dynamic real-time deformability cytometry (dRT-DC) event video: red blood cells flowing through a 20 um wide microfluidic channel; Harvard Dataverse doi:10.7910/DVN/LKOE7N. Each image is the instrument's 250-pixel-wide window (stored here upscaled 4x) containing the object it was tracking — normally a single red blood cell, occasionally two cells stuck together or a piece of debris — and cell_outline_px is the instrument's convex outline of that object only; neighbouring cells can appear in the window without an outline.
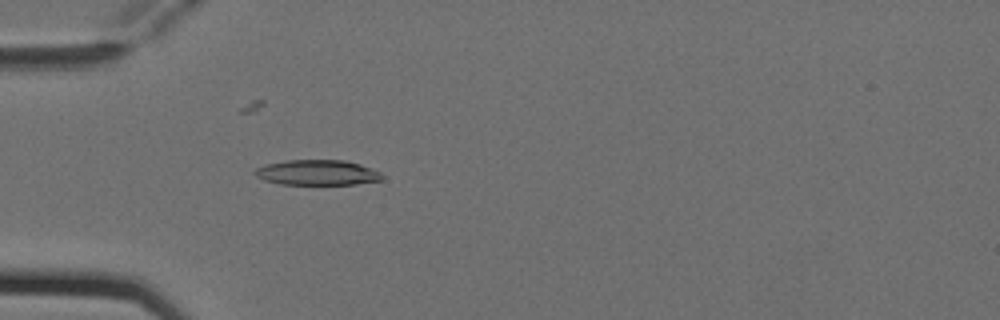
{"species": "Egyptian fruit bat (a non-hibernating species)", "species_latin": "Rousettus aegyptiacus", "temperature_condition": "cold", "stored_images_in_passage": 4, "camera_frame_rate_fps": 3000, "um_per_image_px": 0.085, "animal": {"sex": "female"}, "frame": {"image": 1, "passage_image": 4, "time_ms": 1.0, "image_size_px": [1000, 320], "cell_outline_px": [[384, 180], [356, 184], [280, 184], [264, 180], [256, 176], [252, 172], [256, 168], [264, 164], [288, 160], [344, 160], [360, 164], [372, 168], [380, 172], [384, 176]], "centroid_in_image_um": [26.98, 14.67], "position_along_channel_um": 58.0, "area_um2": 18.9}}